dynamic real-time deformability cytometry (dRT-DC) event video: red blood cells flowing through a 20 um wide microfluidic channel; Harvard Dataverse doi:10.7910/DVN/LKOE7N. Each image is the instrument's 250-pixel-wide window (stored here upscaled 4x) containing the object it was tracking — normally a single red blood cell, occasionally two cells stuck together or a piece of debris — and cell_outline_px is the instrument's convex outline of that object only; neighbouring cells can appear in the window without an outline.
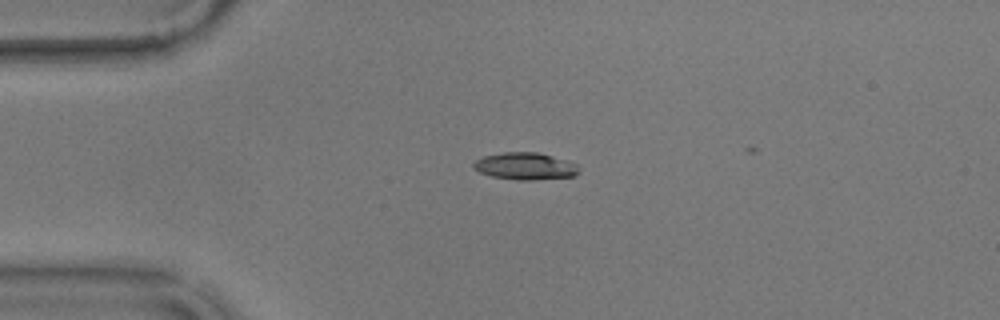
{"species": "common noctule bat (a hibernating species)", "species_latin": "Nyctalus noctula", "temperature_condition": "warm", "stored_images_in_passage": 39, "camera_frame_rate_fps": 3000, "um_per_image_px": 0.085, "animal": {"sex": "male", "body_mass_g": 17.9}, "frame": {"image": 1, "passage_image": 1, "time_ms": 0.0, "image_size_px": [1000, 320], "cell_outline_px": [[580, 172], [576, 176], [532, 180], [516, 180], [492, 176], [480, 172], [472, 168], [472, 164], [476, 160], [484, 156], [504, 152], [536, 152], [552, 156], [576, 164], [580, 168]], "centroid_in_image_um": [44.65, 14.13], "position_along_channel_um": 40.4, "area_um2": 16.65}}
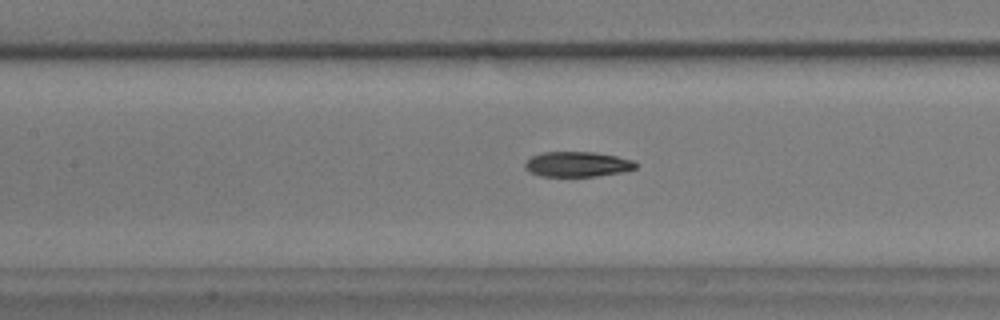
{"frame": {"image": 2, "passage_image": 13, "time_ms": 4.0, "image_size_px": [1000, 320], "cell_outline_px": [[636, 168], [624, 172], [596, 176], [540, 176], [528, 172], [524, 168], [524, 164], [532, 156], [540, 152], [592, 152], [616, 156], [636, 160]], "centroid_in_image_um": [49.07, 13.96], "position_along_channel_um": 158.3, "area_um2": 16.36}}
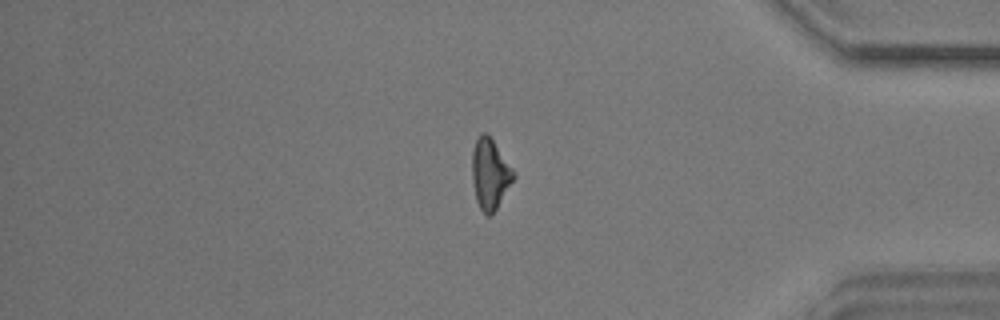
{"frame": {"image": 3, "passage_image": 35, "time_ms": 11.333, "image_size_px": [1000, 320], "cell_outline_px": [[516, 176], [496, 208], [488, 216], [480, 208], [476, 200], [472, 180], [472, 152], [476, 140], [480, 132], [488, 132], [516, 172]], "centroid_in_image_um": [41.66, 14.71], "position_along_channel_um": 393.5, "area_um2": 17.11}, "authors_computed_cell_mechanics": {"area_um2": 16.8198, "velocity_mm_per_s": 3.5825, "shape_relaxation_time_tau1_ms": 7.9005, "shape_relaxation_time_tau2_ms": 4.2879, "deformation_change_tau1": 0.2013, "deformation_change_tau2": 0.1278}}